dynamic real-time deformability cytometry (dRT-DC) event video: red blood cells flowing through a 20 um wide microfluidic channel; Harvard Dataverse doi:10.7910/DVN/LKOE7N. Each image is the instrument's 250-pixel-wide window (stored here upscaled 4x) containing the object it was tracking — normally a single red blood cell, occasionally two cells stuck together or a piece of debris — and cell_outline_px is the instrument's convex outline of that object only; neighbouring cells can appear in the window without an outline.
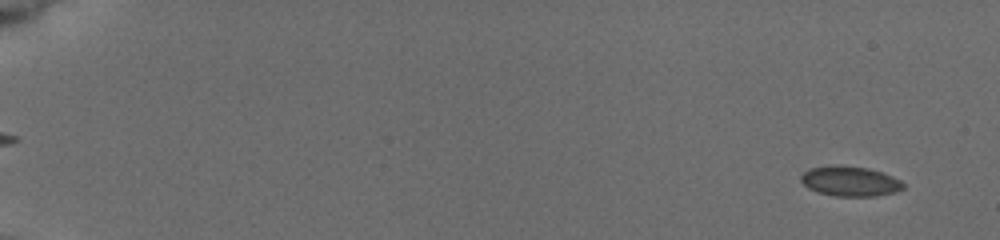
{"species": "common noctule bat (a hibernating species)", "species_latin": "Nyctalus noctula", "temperature_condition": "cold", "stored_images_in_passage": 7, "camera_frame_rate_fps": 3000, "um_per_image_px": 0.085, "animal": {"sex": "female", "body_mass_g": 19.5, "forearm_length_mm": 54.1}, "frame": {"image": 1, "passage_image": 1, "time_ms": 0.0, "image_size_px": [1000, 240], "cell_outline_px": [[904, 188], [892, 192], [876, 196], [836, 196], [820, 192], [808, 188], [800, 180], [800, 176], [808, 168], [864, 168], [880, 172], [892, 176], [900, 180], [904, 184]], "centroid_in_image_um": [72.27, 15.45], "position_along_channel_um": 12.7, "area_um2": 16.88}}
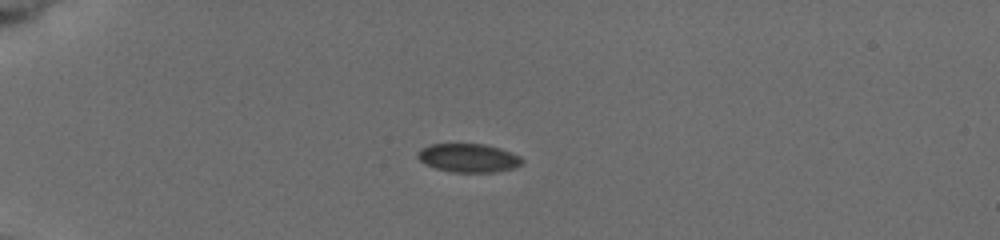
{"frame": {"image": 2, "passage_image": 6, "time_ms": 4.333, "image_size_px": [1000, 240], "cell_outline_px": [[524, 160], [520, 164], [512, 168], [492, 172], [452, 172], [436, 168], [420, 160], [416, 156], [424, 148], [432, 144], [484, 144], [500, 148], [520, 156]], "centroid_in_image_um": [39.85, 13.42], "position_along_channel_um": 45.2, "area_um2": 16.99}}